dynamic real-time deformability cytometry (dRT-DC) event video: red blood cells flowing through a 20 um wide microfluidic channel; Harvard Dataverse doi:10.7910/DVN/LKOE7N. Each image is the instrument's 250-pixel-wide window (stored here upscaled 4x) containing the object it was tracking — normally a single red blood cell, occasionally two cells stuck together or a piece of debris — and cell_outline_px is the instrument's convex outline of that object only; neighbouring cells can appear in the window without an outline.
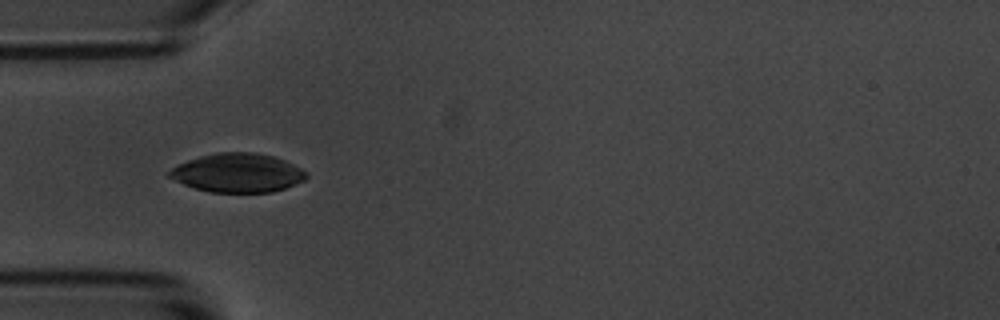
{"species": "common noctule bat (a hibernating species)", "species_latin": "Nyctalus noctula", "temperature_condition": "room temperature", "stored_images_in_passage": 8, "camera_frame_rate_fps": 3000, "um_per_image_px": 0.085, "animal": {"sex": "male", "body_mass_g": 20.1, "forearm_length_mm": 53.5}, "frame": {"image": 1, "passage_image": 5, "time_ms": 4.667, "image_size_px": [1000, 320], "cell_outline_px": [[308, 176], [304, 180], [284, 188], [272, 192], [212, 192], [196, 188], [184, 184], [168, 176], [164, 172], [176, 164], [200, 156], [216, 152], [252, 152], [272, 156], [284, 160], [308, 172]], "centroid_in_image_um": [20.16, 14.68], "position_along_channel_um": 64.8, "area_um2": 30.98}}
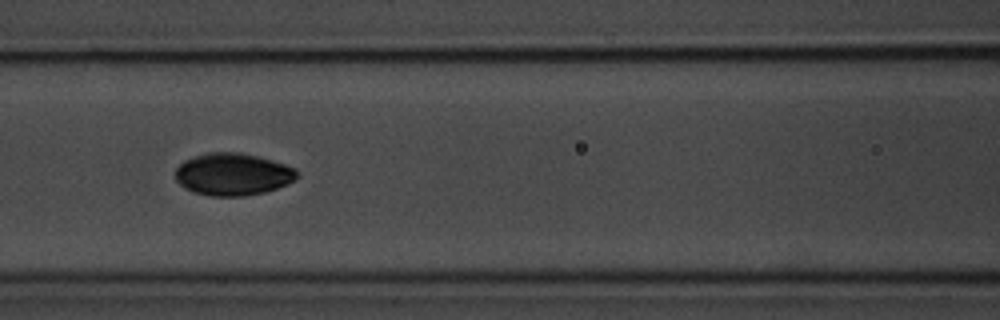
{"frame": {"image": 2, "passage_image": 7, "time_ms": 7.0, "image_size_px": [1000, 320], "cell_outline_px": [[300, 176], [296, 180], [288, 184], [264, 192], [244, 196], [208, 196], [192, 192], [180, 184], [176, 180], [176, 168], [184, 160], [208, 152], [240, 152], [272, 160], [296, 168], [300, 172]], "centroid_in_image_um": [19.82, 14.82], "position_along_channel_um": 146.8, "area_um2": 30.17}}
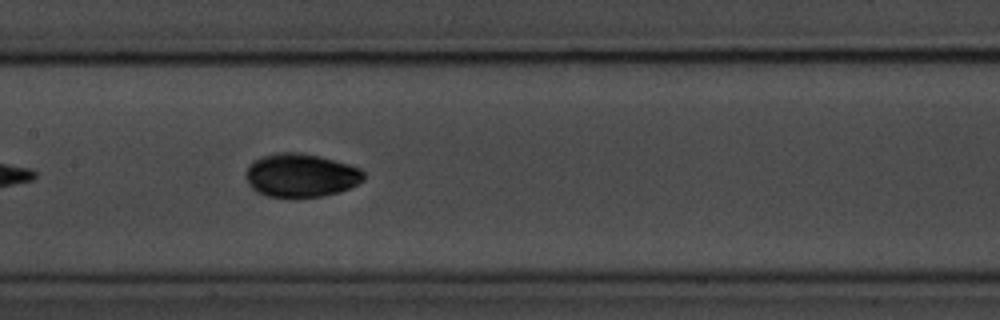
{"frame": {"image": 3, "passage_image": 8, "time_ms": 8.0, "image_size_px": [1000, 320], "cell_outline_px": [[364, 180], [340, 192], [324, 196], [268, 196], [256, 192], [248, 184], [244, 176], [244, 172], [248, 164], [264, 156], [276, 152], [300, 152], [320, 156], [348, 164], [360, 168], [364, 172]], "centroid_in_image_um": [25.55, 14.89], "position_along_channel_um": 181.9, "area_um2": 29.88}}